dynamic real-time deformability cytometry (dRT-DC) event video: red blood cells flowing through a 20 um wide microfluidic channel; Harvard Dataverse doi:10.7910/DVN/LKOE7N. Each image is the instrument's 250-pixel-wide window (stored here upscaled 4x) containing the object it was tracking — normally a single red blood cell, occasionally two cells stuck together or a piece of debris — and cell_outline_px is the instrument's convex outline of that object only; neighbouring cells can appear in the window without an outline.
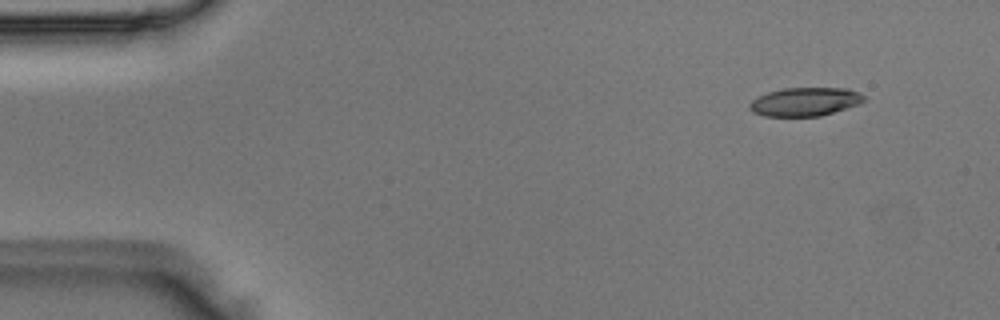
{"species": "Egyptian fruit bat (a non-hibernating species)", "species_latin": "Rousettus aegyptiacus", "temperature_condition": "room temperature", "stored_images_in_passage": 4, "camera_frame_rate_fps": 3000, "um_per_image_px": 0.085, "animal": {"sex": "male"}, "frame": {"image": 1, "passage_image": 1, "time_ms": 0.0, "image_size_px": [1000, 320], "cell_outline_px": [[864, 100], [860, 104], [820, 116], [764, 116], [752, 112], [748, 108], [748, 104], [752, 100], [768, 92], [784, 88], [848, 88], [864, 96]], "centroid_in_image_um": [68.4, 8.65], "position_along_channel_um": 16.6, "area_um2": 18.96}}